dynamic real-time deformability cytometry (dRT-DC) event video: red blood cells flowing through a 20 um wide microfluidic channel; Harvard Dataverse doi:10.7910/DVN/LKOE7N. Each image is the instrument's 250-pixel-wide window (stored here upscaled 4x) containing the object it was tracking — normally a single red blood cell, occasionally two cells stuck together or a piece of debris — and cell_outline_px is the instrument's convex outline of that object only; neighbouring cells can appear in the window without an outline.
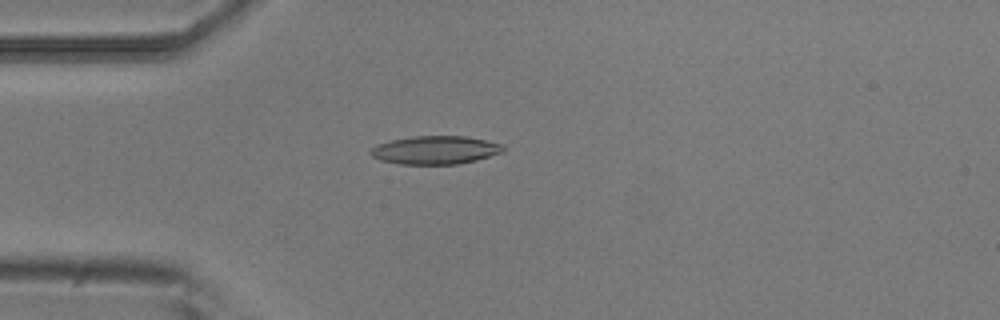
{"species": "common noctule bat (a hibernating species)", "species_latin": "Nyctalus noctula", "temperature_condition": "room temperature", "stored_images_in_passage": 4, "camera_frame_rate_fps": 3000, "um_per_image_px": 0.085, "animal": {"sex": "male", "body_mass_g": 20.5, "forearm_length_mm": 52.5}, "frame": {"image": 1, "passage_image": 3, "time_ms": 0.667, "image_size_px": [1000, 320], "cell_outline_px": [[504, 152], [476, 160], [456, 164], [400, 164], [380, 160], [372, 156], [368, 152], [376, 144], [392, 140], [412, 136], [464, 136], [504, 144]], "centroid_in_image_um": [36.99, 12.75], "position_along_channel_um": 48.0, "area_um2": 21.85}}